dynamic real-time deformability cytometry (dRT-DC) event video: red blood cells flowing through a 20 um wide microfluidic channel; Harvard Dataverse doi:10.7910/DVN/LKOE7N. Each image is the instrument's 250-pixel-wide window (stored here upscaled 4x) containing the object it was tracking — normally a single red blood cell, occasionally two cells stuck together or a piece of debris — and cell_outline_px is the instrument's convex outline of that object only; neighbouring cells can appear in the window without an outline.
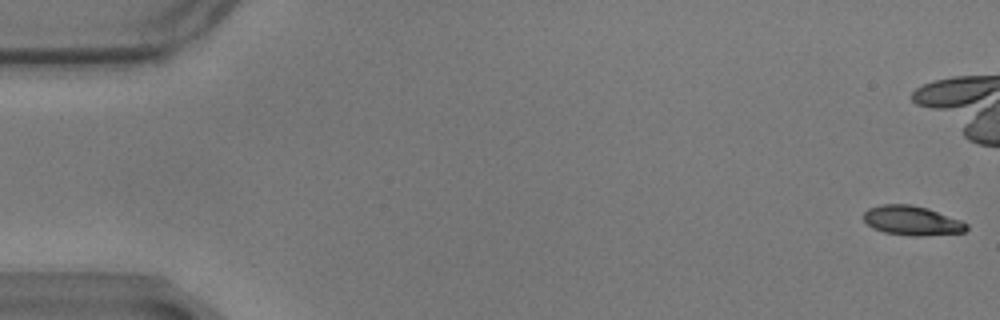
{"species": "common noctule bat (a hibernating species)", "species_latin": "Nyctalus noctula", "temperature_condition": "warm", "stored_images_in_passage": 49, "camera_frame_rate_fps": 3000, "um_per_image_px": 0.085, "animal": {"sex": "male", "body_mass_g": 17.9}, "frame": {"image": 1, "passage_image": 1, "time_ms": 0.0, "image_size_px": [1000, 320], "cell_outline_px": [[968, 228], [964, 232], [924, 236], [908, 236], [884, 232], [872, 228], [864, 220], [864, 212], [868, 208], [880, 204], [912, 204], [928, 208], [960, 220], [968, 224]], "centroid_in_image_um": [77.51, 18.75], "position_along_channel_um": 7.5, "area_um2": 17.8}, "authors_computed_cell_mechanics": {"area_um2": 19.4208, "velocity_mm_per_s": 3.4638, "shape_relaxation_time_tau1_ms": 6.7179, "shape_relaxation_time_tau2_ms": 3.1461, "deformation_change_tau1": 0.2035, "deformation_change_tau2": 0.1105}}